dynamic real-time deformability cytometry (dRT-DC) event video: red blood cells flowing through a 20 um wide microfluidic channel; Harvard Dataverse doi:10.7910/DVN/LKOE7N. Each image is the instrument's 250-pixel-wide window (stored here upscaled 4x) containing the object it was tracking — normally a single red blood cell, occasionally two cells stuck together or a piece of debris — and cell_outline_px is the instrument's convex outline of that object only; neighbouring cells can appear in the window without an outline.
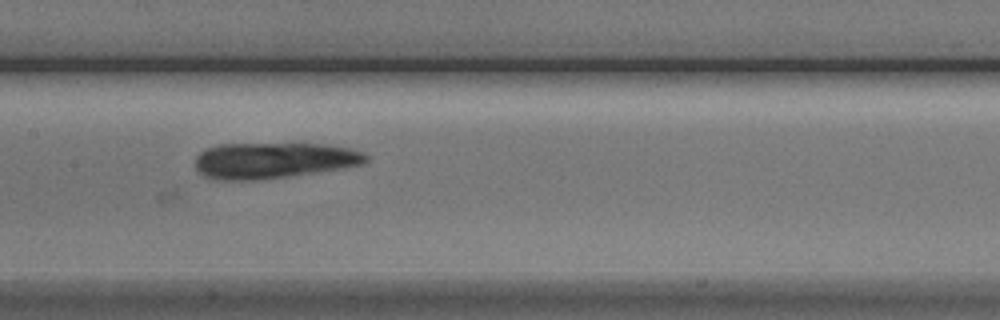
{"species": "Egyptian fruit bat (a non-hibernating species)", "species_latin": "Rousettus aegyptiacus", "temperature_condition": "cold", "stored_images_in_passage": 42, "camera_frame_rate_fps": 3000, "um_per_image_px": 0.085, "animal": {"sex": "male"}, "frame": {"image": 1, "passage_image": 13, "time_ms": 4.0, "image_size_px": [1000, 320], "cell_outline_px": [[368, 160], [364, 164], [344, 168], [288, 176], [256, 180], [216, 180], [204, 176], [196, 168], [196, 156], [204, 148], [220, 144], [324, 144], [348, 148], [364, 152], [368, 156]], "centroid_in_image_um": [23.25, 13.63], "position_along_channel_um": 184.2, "area_um2": 35.84}}
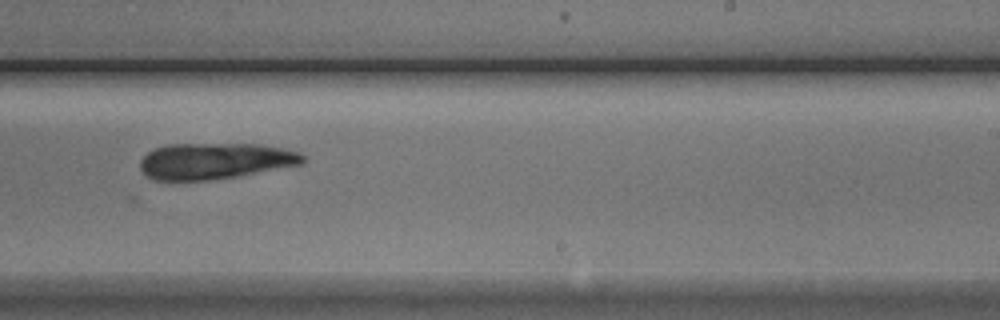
{"frame": {"image": 2, "passage_image": 20, "time_ms": 6.333, "image_size_px": [1000, 320], "cell_outline_px": [[304, 164], [236, 176], [208, 180], [152, 180], [140, 168], [140, 160], [148, 152], [156, 148], [168, 144], [260, 144], [300, 152], [304, 156]], "centroid_in_image_um": [18.28, 13.68], "position_along_channel_um": 270.7, "area_um2": 34.16}}
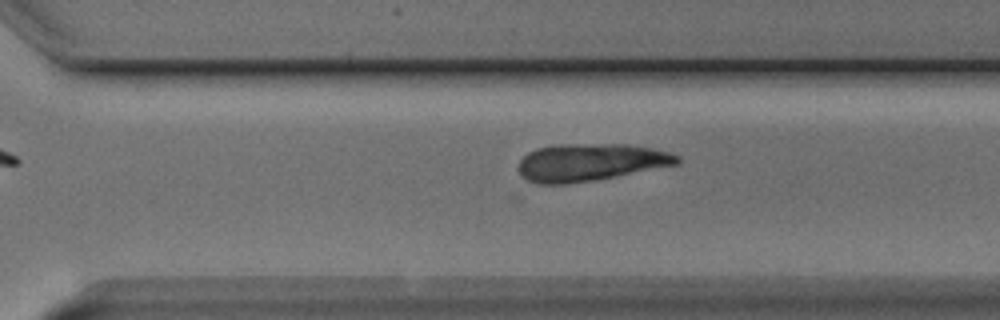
{"frame": {"image": 3, "passage_image": 24, "time_ms": 7.667, "image_size_px": [1000, 320], "cell_outline_px": [[680, 164], [616, 176], [592, 180], [564, 184], [536, 184], [528, 180], [520, 172], [520, 160], [528, 152], [536, 148], [560, 144], [628, 144], [652, 148], [668, 152], [680, 156]], "centroid_in_image_um": [50.21, 13.78], "position_along_channel_um": 320.4, "area_um2": 34.45}, "authors_computed_cell_mechanics": {"area_um2": 27.5995, "velocity_mm_per_s": 3.7111, "shape_relaxation_time_tau1_ms": 0.004, "shape_relaxation_time_tau2_ms": null, "deformation_change_tau1": 0.0526, "deformation_change_tau2": null}}